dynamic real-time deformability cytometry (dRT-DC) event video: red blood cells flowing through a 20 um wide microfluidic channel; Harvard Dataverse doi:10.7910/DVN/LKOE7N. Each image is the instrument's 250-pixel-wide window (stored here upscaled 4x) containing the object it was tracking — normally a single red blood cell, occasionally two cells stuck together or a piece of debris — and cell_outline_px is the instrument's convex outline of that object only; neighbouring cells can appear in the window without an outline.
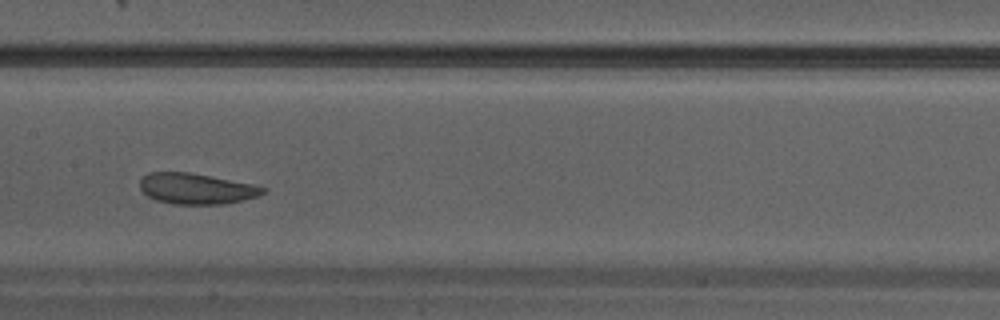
{"species": "Egyptian fruit bat (a non-hibernating species)", "species_latin": "Rousettus aegyptiacus", "temperature_condition": "warm", "stored_images_in_passage": 32, "camera_frame_rate_fps": 3000, "um_per_image_px": 0.085, "animal": {"sex": "male"}, "frame": {"image": 1, "passage_image": 14, "time_ms": 4.333, "image_size_px": [1000, 320], "cell_outline_px": [[268, 188], [264, 192], [256, 196], [224, 204], [172, 204], [156, 200], [148, 196], [140, 188], [140, 180], [148, 172], [188, 172], [252, 184]], "centroid_in_image_um": [16.65, 16.03], "position_along_channel_um": 190.8, "area_um2": 21.79}}